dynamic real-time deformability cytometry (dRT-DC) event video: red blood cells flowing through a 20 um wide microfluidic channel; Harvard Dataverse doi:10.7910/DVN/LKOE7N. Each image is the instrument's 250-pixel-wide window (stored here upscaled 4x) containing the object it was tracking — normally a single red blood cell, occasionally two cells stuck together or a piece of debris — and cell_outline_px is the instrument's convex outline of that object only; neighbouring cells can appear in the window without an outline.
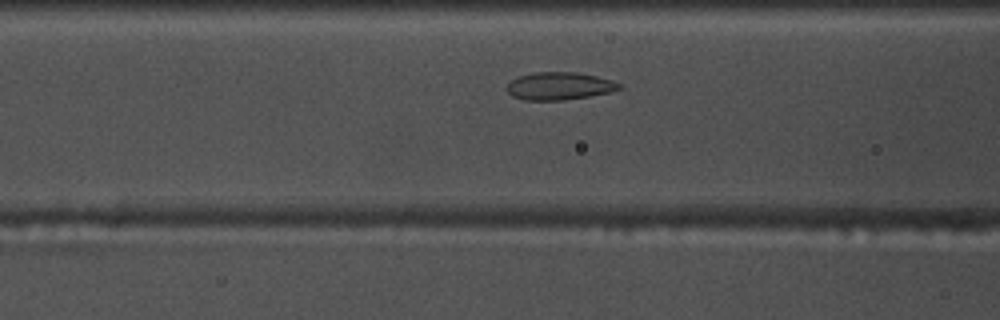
{"species": "common noctule bat (a hibernating species)", "species_latin": "Nyctalus noctula", "temperature_condition": "warm", "stored_images_in_passage": 29, "camera_frame_rate_fps": 3000, "um_per_image_px": 0.085, "animal": {"sex": "male", "body_mass_g": 17.5, "forearm_length_mm": 52.3}, "frame": {"image": 1, "passage_image": 6, "time_ms": 1.667, "image_size_px": [1000, 320], "cell_outline_px": [[624, 88], [612, 92], [564, 100], [524, 100], [512, 96], [504, 88], [512, 80], [520, 76], [536, 72], [576, 72], [596, 76], [612, 80], [620, 84]], "centroid_in_image_um": [47.56, 7.32], "position_along_channel_um": 119.0, "area_um2": 18.15}}
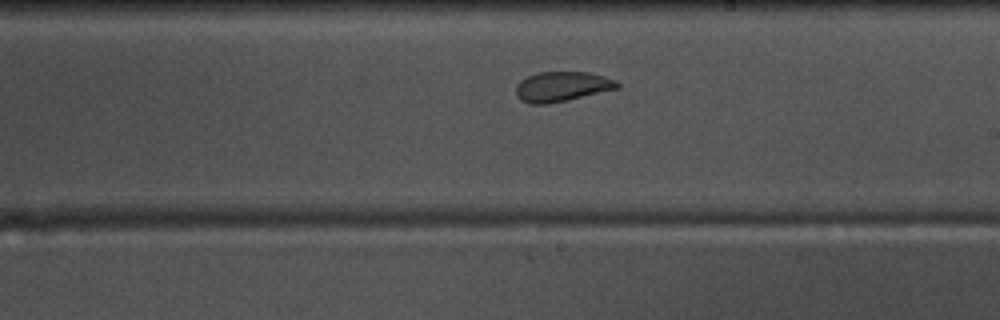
{"frame": {"image": 2, "passage_image": 16, "time_ms": 5.0, "image_size_px": [1000, 320], "cell_outline_px": [[620, 88], [568, 100], [548, 104], [528, 104], [520, 100], [516, 96], [516, 84], [520, 80], [528, 76], [540, 72], [588, 72], [604, 76], [616, 80], [620, 84]], "centroid_in_image_um": [47.76, 7.37], "position_along_channel_um": 241.2, "area_um2": 17.86}}
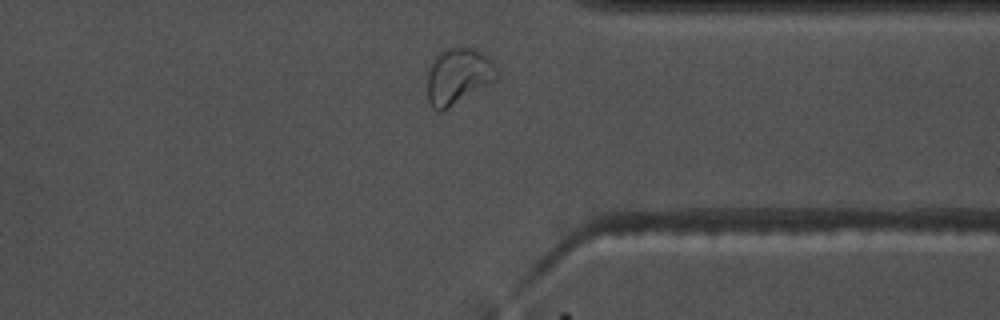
{"frame": {"image": 3, "passage_image": 27, "time_ms": 8.667, "image_size_px": [1000, 320], "cell_outline_px": [[496, 80], [448, 108], [440, 112], [432, 108], [428, 100], [428, 72], [432, 60], [436, 52], [444, 48], [456, 44], [476, 48], [488, 56], [492, 60], [496, 68]], "centroid_in_image_um": [38.92, 6.4], "position_along_channel_um": 372.5, "area_um2": 23.24}, "authors_computed_cell_mechanics": {"area_um2": 17.8602, "velocity_mm_per_s": 3.6785, "shape_relaxation_time_tau1_ms": 9.1618, "shape_relaxation_time_tau2_ms": null, "deformation_change_tau1": 0.1466, "deformation_change_tau2": null}}